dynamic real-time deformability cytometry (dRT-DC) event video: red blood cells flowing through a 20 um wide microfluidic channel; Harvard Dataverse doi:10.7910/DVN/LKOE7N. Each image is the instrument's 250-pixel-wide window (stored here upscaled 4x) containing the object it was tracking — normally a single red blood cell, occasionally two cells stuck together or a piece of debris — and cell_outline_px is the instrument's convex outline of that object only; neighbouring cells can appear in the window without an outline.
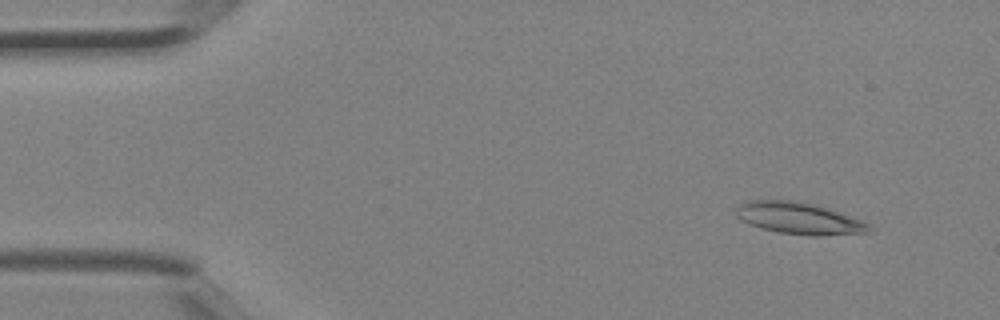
{"species": "Egyptian fruit bat (a non-hibernating species)", "species_latin": "Rousettus aegyptiacus", "temperature_condition": "room temperature", "stored_images_in_passage": 3, "camera_frame_rate_fps": 3000, "um_per_image_px": 0.085, "animal": {"sex": "female"}, "frame": {"image": 1, "passage_image": 1, "time_ms": 0.0, "image_size_px": [1000, 320], "cell_outline_px": [[872, 228], [868, 232], [820, 236], [812, 236], [780, 232], [760, 228], [748, 224], [736, 216], [736, 208], [740, 204], [748, 200], [792, 200], [828, 208], [872, 224]], "centroid_in_image_um": [67.91, 18.56], "position_along_channel_um": 17.1, "area_um2": 24.51}}
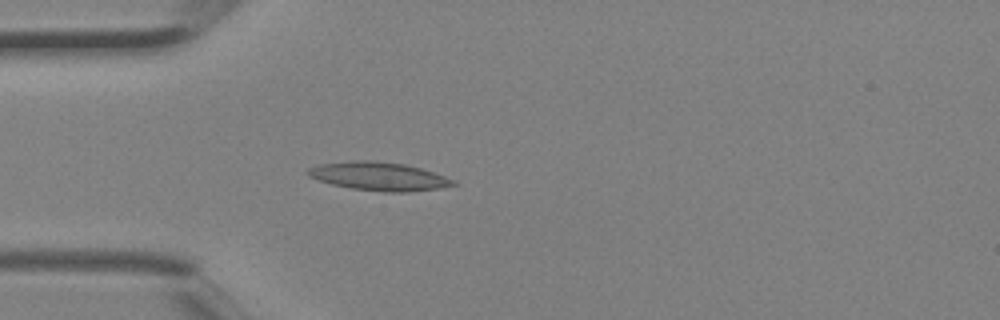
{"frame": {"image": 2, "passage_image": 3, "time_ms": 0.667, "image_size_px": [1000, 320], "cell_outline_px": [[456, 184], [436, 188], [408, 192], [384, 192], [352, 188], [332, 184], [308, 176], [304, 172], [308, 168], [320, 164], [352, 160], [376, 160], [404, 164], [420, 168], [456, 180]], "centroid_in_image_um": [32.16, 14.97], "position_along_channel_um": 52.8, "area_um2": 23.93}}